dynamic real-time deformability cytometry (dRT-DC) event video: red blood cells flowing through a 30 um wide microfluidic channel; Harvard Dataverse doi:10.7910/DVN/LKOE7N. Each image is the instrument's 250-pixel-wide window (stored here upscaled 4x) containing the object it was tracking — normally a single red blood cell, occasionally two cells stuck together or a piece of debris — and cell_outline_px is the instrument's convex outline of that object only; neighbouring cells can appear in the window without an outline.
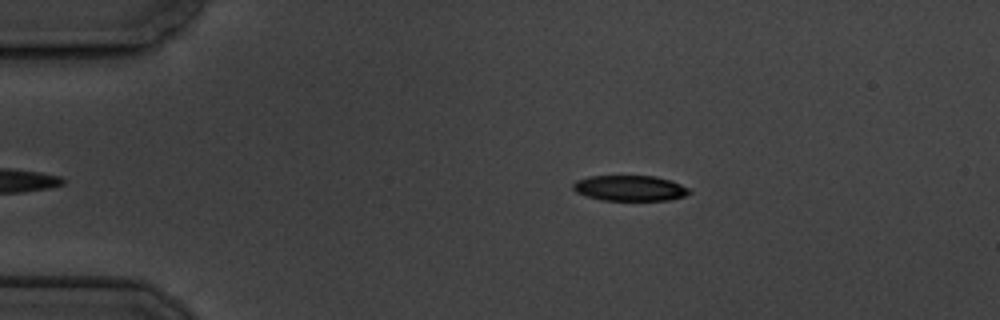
{"species": "common noctule bat (a hibernating species)", "species_latin": "Nyctalus noctula", "temperature_condition": "cold", "stored_images_in_passage": 5, "segment_of_instrument_passage": [2, 2], "camera_frame_rate_fps": 3000, "um_per_image_px": 0.085, "animal": {"sex": "male", "body_mass_g": 19.5, "forearm_length_mm": 54.6}, "frame": {"image": 1, "passage_image": 5, "time_ms": 4.667, "image_size_px": [1000, 320], "cell_outline_px": [[692, 192], [684, 196], [668, 200], [600, 200], [576, 192], [572, 188], [572, 184], [576, 180], [588, 176], [656, 176], [672, 180], [688, 188]], "centroid_in_image_um": [53.53, 15.98], "position_along_channel_um": 31.5, "area_um2": 17.34}}